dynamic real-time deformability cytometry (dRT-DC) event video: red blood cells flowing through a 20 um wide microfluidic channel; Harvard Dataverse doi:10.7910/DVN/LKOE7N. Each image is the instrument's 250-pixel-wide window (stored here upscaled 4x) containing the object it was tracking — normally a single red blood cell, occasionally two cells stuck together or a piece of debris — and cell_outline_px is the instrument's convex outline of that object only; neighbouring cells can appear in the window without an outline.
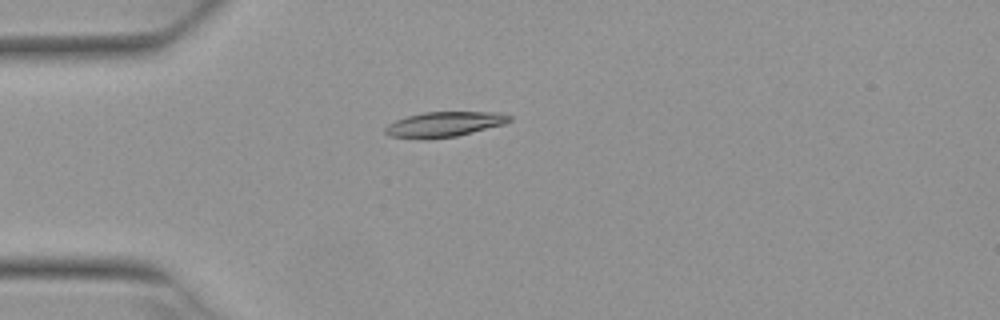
{"species": "Egyptian fruit bat (a non-hibernating species)", "species_latin": "Rousettus aegyptiacus", "temperature_condition": "warm", "stored_images_in_passage": 5, "camera_frame_rate_fps": 3000, "um_per_image_px": 0.085, "animal": {"sex": "female"}, "frame": {"image": 1, "passage_image": 4, "time_ms": 1.0, "image_size_px": [1000, 320], "cell_outline_px": [[512, 120], [504, 124], [456, 136], [428, 140], [424, 140], [392, 136], [384, 132], [384, 128], [388, 124], [396, 120], [408, 116], [424, 112], [500, 112], [512, 116]], "centroid_in_image_um": [37.76, 10.57], "position_along_channel_um": 47.2, "area_um2": 18.26}}